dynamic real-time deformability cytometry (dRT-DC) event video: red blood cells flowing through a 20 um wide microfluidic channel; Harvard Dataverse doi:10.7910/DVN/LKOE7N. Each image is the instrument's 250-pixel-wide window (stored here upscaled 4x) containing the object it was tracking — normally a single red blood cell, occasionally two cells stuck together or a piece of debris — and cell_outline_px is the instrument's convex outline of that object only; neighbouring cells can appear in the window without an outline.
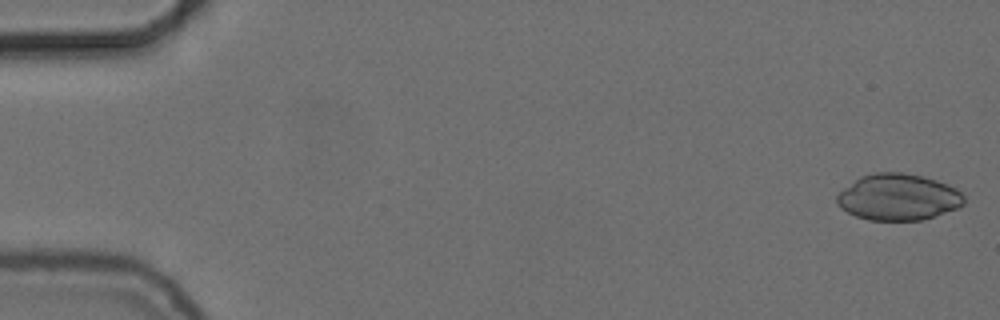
{"species": "common noctule bat (a hibernating species)", "species_latin": "Nyctalus noctula", "temperature_condition": "cold", "stored_images_in_passage": 54, "camera_frame_rate_fps": 3000, "um_per_image_px": 0.085, "animal": {"sex": "female", "body_mass_g": 24.6, "forearm_length_mm": 56.2}, "frame": {"image": 1, "passage_image": 1, "time_ms": 0.0, "image_size_px": [1000, 320], "cell_outline_px": [[964, 204], [956, 208], [920, 220], [868, 220], [856, 216], [840, 208], [836, 204], [836, 196], [844, 188], [860, 176], [876, 172], [900, 172], [924, 176], [936, 180], [956, 188], [964, 196]], "centroid_in_image_um": [76.32, 16.75], "position_along_channel_um": 8.7, "area_um2": 34.22}}